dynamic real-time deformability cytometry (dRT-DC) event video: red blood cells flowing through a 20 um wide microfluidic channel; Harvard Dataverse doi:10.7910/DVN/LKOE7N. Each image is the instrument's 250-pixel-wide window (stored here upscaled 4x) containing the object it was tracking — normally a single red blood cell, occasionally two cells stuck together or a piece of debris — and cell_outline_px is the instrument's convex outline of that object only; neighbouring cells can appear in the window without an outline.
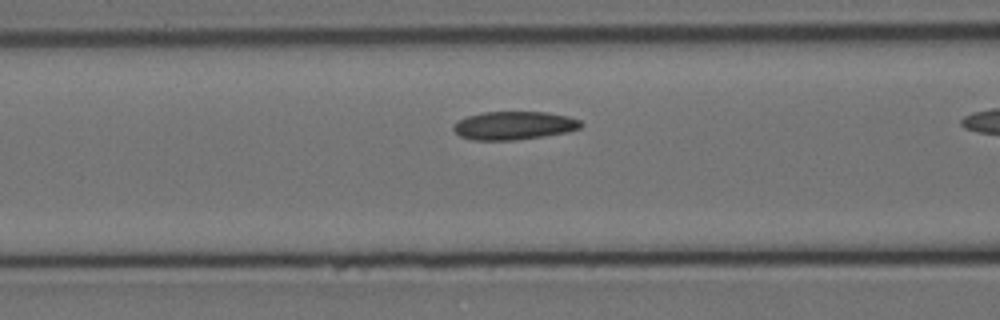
{"species": "Egyptian fruit bat (a non-hibernating species)", "species_latin": "Rousettus aegyptiacus", "temperature_condition": "cold", "stored_images_in_passage": 31, "camera_frame_rate_fps": 3000, "um_per_image_px": 0.085, "animal": {"sex": "female"}, "frame": {"image": 1, "passage_image": 8, "time_ms": 2.333, "image_size_px": [1000, 320], "cell_outline_px": [[584, 124], [580, 128], [568, 132], [544, 136], [516, 140], [472, 140], [460, 136], [452, 128], [452, 124], [456, 120], [468, 116], [484, 112], [544, 112], [568, 116], [580, 120]], "centroid_in_image_um": [43.67, 10.67], "position_along_channel_um": 122.9, "area_um2": 21.15}}
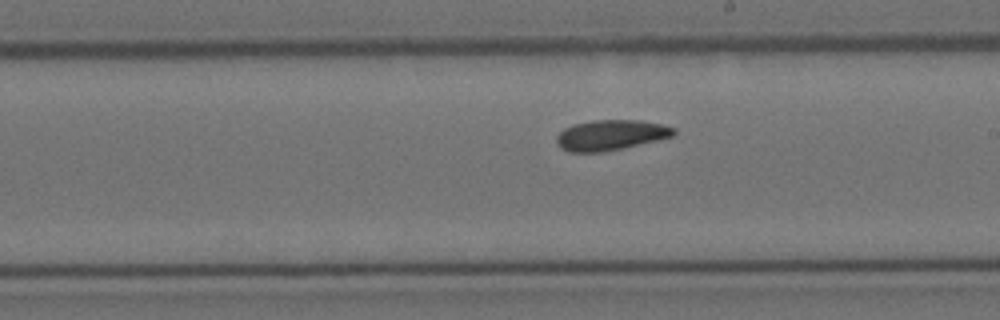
{"frame": {"image": 2, "passage_image": 18, "time_ms": 5.667, "image_size_px": [1000, 320], "cell_outline_px": [[676, 132], [672, 136], [624, 148], [600, 152], [568, 152], [560, 148], [556, 144], [556, 136], [564, 128], [572, 124], [592, 120], [640, 120], [660, 124], [676, 128]], "centroid_in_image_um": [51.86, 11.48], "position_along_channel_um": 237.1, "area_um2": 20.81}}
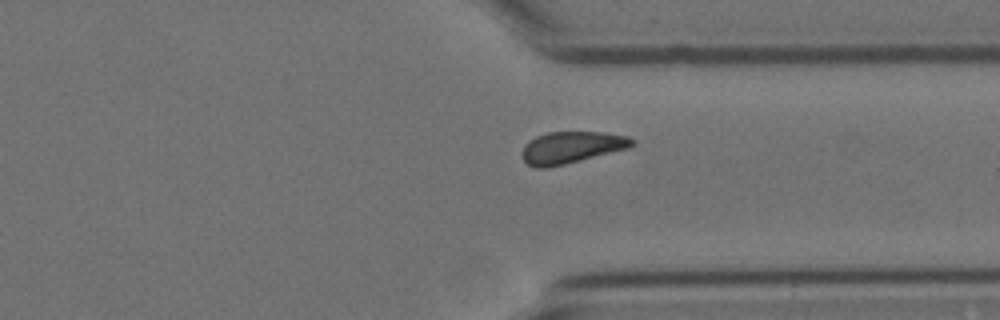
{"frame": {"image": 3, "passage_image": 29, "time_ms": 9.333, "image_size_px": [1000, 320], "cell_outline_px": [[636, 144], [628, 148], [548, 168], [536, 168], [528, 164], [524, 160], [520, 152], [524, 144], [528, 140], [536, 136], [548, 132], [604, 132], [628, 136], [636, 140]], "centroid_in_image_um": [48.55, 12.52], "position_along_channel_um": 362.8, "area_um2": 20.52}}